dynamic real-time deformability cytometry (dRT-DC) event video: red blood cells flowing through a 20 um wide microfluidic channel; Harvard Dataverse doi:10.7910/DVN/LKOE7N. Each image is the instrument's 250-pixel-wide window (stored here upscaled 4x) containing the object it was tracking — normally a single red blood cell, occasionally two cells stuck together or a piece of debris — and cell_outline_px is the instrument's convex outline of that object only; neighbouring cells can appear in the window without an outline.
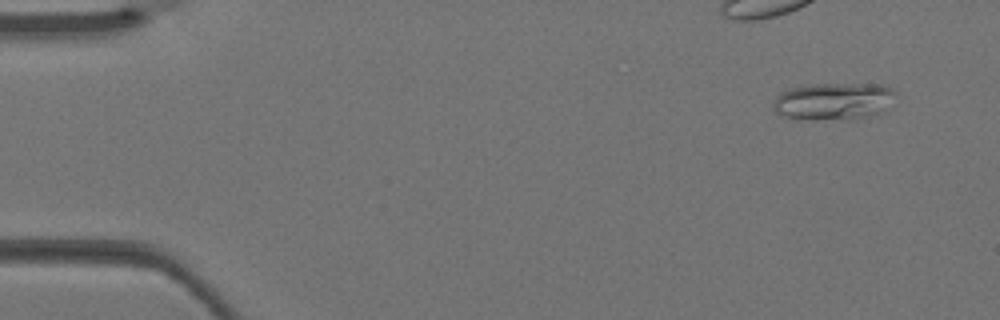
{"species": "Egyptian fruit bat (a non-hibernating species)", "species_latin": "Rousettus aegyptiacus", "temperature_condition": "warm", "stored_images_in_passage": 4, "camera_frame_rate_fps": 3000, "um_per_image_px": 0.085, "animal": {"sex": "female"}, "frame": {"image": 1, "passage_image": 4, "time_ms": 1.0, "image_size_px": [1000, 320], "cell_outline_px": [[900, 96], [884, 112], [852, 120], [812, 120], [784, 116], [776, 112], [772, 108], [772, 104], [776, 96], [780, 92], [792, 88], [812, 84], [880, 84], [892, 88]], "centroid_in_image_um": [70.93, 8.62], "position_along_channel_um": 14.1, "area_um2": 27.28}}